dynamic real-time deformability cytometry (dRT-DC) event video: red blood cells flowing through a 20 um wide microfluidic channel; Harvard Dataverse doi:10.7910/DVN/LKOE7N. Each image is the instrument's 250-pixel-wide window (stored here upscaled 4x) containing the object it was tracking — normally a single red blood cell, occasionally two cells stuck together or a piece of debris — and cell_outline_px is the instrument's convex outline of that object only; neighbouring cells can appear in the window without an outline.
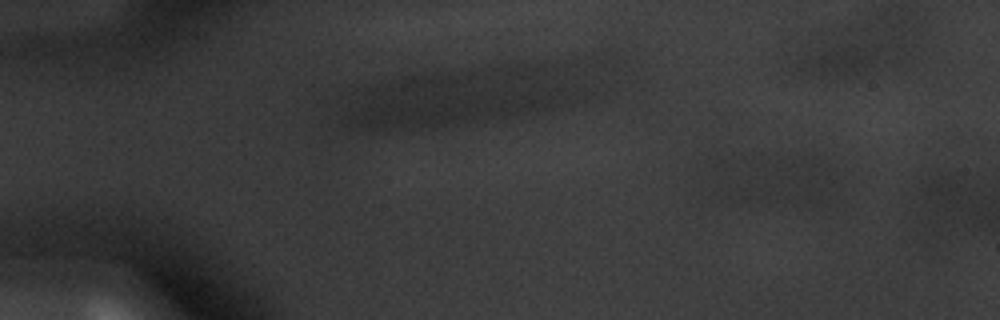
{"species": "common noctule bat (a hibernating species)", "species_latin": "Nyctalus noctula", "temperature_condition": "warm", "stored_images_in_passage": 4, "camera_frame_rate_fps": 3000, "um_per_image_px": 0.085, "animal": {"sex": "male", "body_mass_g": 20.1, "forearm_length_mm": 53.5}, "frame": {"image": 1, "passage_image": 1, "time_ms": 0.0, "image_size_px": [1000, 320], "cell_outline_px": [[832, 184], [820, 196], [812, 200], [744, 200], [740, 192], [740, 188], [788, 164], [800, 160], [820, 164]], "centroid_in_image_um": [67.1, 15.6], "position_along_channel_um": 17.9, "area_um2": 18.26}}